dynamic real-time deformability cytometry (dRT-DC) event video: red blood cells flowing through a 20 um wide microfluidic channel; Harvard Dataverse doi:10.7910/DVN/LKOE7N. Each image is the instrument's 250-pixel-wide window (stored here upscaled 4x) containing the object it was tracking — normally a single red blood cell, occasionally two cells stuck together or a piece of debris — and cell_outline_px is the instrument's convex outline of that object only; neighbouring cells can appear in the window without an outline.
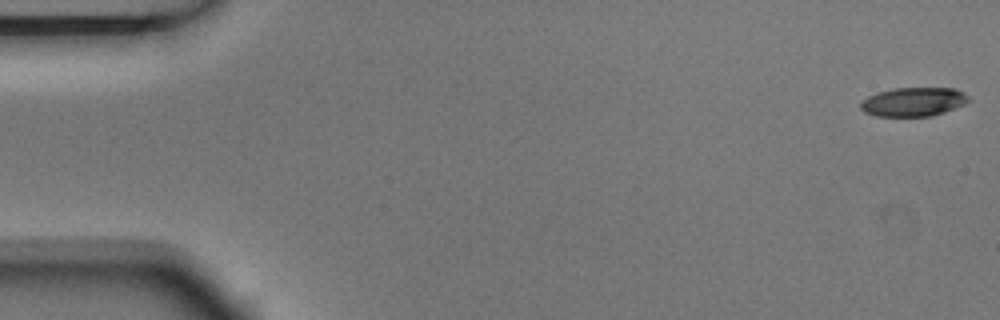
{"species": "Egyptian fruit bat (a non-hibernating species)", "species_latin": "Rousettus aegyptiacus", "temperature_condition": "room temperature", "stored_images_in_passage": 5, "camera_frame_rate_fps": 3000, "um_per_image_px": 0.085, "animal": {"sex": "male"}, "frame": {"image": 1, "passage_image": 1, "time_ms": 0.0, "image_size_px": [1000, 320], "cell_outline_px": [[968, 100], [964, 104], [944, 112], [932, 116], [876, 116], [864, 112], [860, 108], [860, 104], [868, 96], [876, 92], [896, 88], [956, 88], [964, 92], [968, 96]], "centroid_in_image_um": [77.63, 8.65], "position_along_channel_um": 7.4, "area_um2": 18.15}}
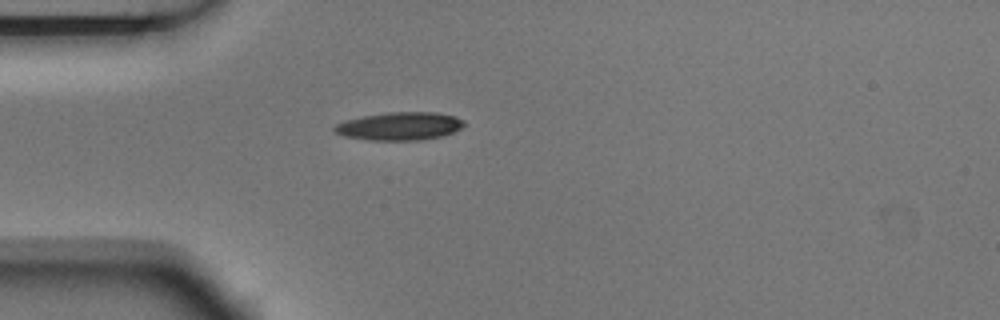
{"frame": {"image": 2, "passage_image": 5, "time_ms": 1.333, "image_size_px": [1000, 320], "cell_outline_px": [[464, 124], [460, 128], [452, 132], [440, 136], [420, 140], [368, 140], [344, 136], [336, 132], [332, 128], [336, 124], [344, 120], [364, 116], [392, 112], [432, 112], [452, 116], [464, 120]], "centroid_in_image_um": [33.92, 10.73], "position_along_channel_um": 51.1, "area_um2": 20.87}}